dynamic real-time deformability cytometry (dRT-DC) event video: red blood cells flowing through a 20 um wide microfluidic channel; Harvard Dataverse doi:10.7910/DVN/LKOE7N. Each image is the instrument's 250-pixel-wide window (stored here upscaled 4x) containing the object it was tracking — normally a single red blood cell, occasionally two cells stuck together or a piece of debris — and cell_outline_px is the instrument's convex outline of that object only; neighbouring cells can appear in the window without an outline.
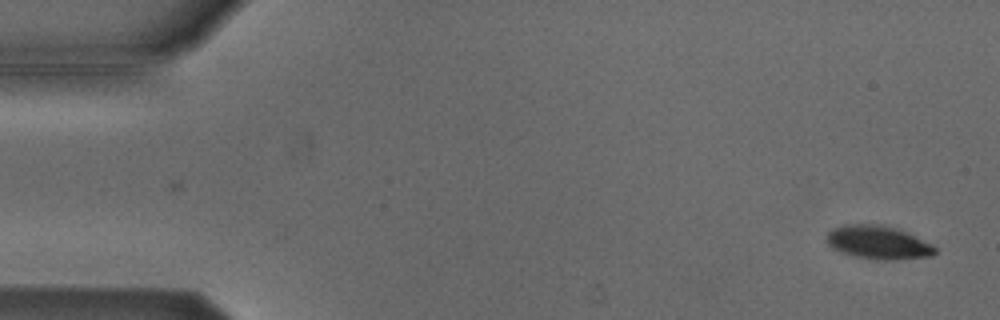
{"species": "Egyptian fruit bat (a non-hibernating species)", "species_latin": "Rousettus aegyptiacus", "temperature_condition": "cold", "stored_images_in_passage": 2, "camera_frame_rate_fps": 3000, "um_per_image_px": 0.085, "animal": {"sex": "male"}, "frame": {"image": 1, "passage_image": 2, "time_ms": 0.333, "image_size_px": [1000, 320], "cell_outline_px": [[936, 252], [932, 256], [892, 260], [876, 260], [852, 256], [840, 252], [832, 248], [824, 240], [828, 232], [832, 228], [844, 224], [880, 224], [904, 232], [936, 248]], "centroid_in_image_um": [74.53, 20.62], "position_along_channel_um": 10.5, "area_um2": 20.92}}